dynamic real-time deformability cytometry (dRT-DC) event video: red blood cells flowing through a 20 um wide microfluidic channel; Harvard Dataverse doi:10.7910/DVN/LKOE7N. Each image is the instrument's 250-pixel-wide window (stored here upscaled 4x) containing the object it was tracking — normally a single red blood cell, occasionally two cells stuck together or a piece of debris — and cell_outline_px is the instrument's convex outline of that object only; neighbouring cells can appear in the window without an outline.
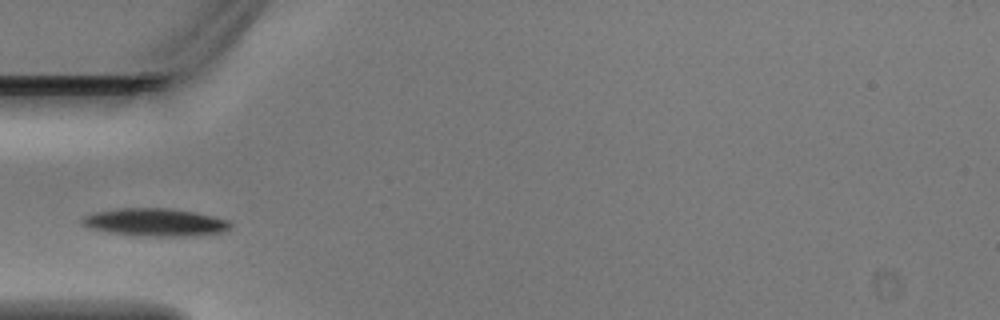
{"species": "Egyptian fruit bat (a non-hibernating species)", "species_latin": "Rousettus aegyptiacus", "temperature_condition": "warm", "stored_images_in_passage": 2, "camera_frame_rate_fps": 3000, "um_per_image_px": 0.085, "animal": {"sex": "male"}, "frame": {"image": 1, "passage_image": 2, "time_ms": 0.333, "image_size_px": [1000, 320], "cell_outline_px": [[232, 224], [224, 232], [188, 236], [140, 236], [108, 232], [92, 228], [80, 224], [80, 216], [96, 212], [120, 208], [172, 208], [196, 212], [228, 220]], "centroid_in_image_um": [13.16, 18.89], "position_along_channel_um": 71.8, "area_um2": 24.1}}